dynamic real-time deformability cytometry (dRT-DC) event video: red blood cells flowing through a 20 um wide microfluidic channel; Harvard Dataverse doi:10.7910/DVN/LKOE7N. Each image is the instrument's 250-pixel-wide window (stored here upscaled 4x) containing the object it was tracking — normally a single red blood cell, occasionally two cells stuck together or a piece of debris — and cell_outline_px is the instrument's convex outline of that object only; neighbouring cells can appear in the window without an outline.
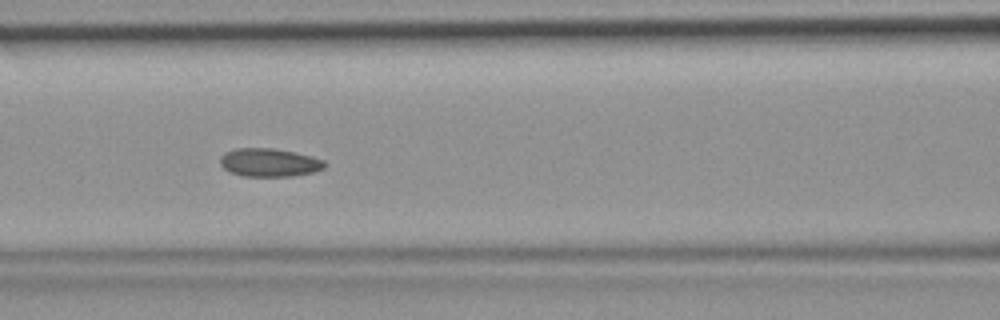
{"species": "common noctule bat (a hibernating species)", "species_latin": "Nyctalus noctula", "temperature_condition": "room temperature", "stored_images_in_passage": 32, "camera_frame_rate_fps": 3000, "um_per_image_px": 0.085, "animal": {"sex": "female", "body_mass_g": 19.9}, "frame": {"image": 1, "passage_image": 10, "time_ms": 3.0, "image_size_px": [1000, 320], "cell_outline_px": [[324, 168], [312, 172], [292, 176], [244, 176], [232, 172], [224, 168], [220, 164], [220, 156], [224, 152], [236, 148], [272, 148], [296, 152], [312, 156], [324, 160]], "centroid_in_image_um": [22.87, 13.8], "position_along_channel_um": 143.7, "area_um2": 17.17}}
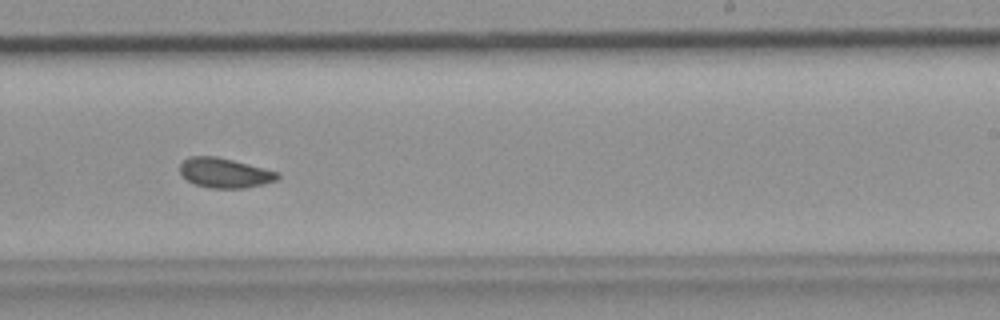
{"frame": {"image": 2, "passage_image": 19, "time_ms": 6.0, "image_size_px": [1000, 320], "cell_outline_px": [[280, 176], [276, 180], [264, 184], [244, 188], [208, 188], [196, 184], [188, 180], [180, 172], [180, 164], [184, 160], [192, 156], [216, 156], [280, 172]], "centroid_in_image_um": [19.12, 14.7], "position_along_channel_um": 269.9, "area_um2": 16.82}}